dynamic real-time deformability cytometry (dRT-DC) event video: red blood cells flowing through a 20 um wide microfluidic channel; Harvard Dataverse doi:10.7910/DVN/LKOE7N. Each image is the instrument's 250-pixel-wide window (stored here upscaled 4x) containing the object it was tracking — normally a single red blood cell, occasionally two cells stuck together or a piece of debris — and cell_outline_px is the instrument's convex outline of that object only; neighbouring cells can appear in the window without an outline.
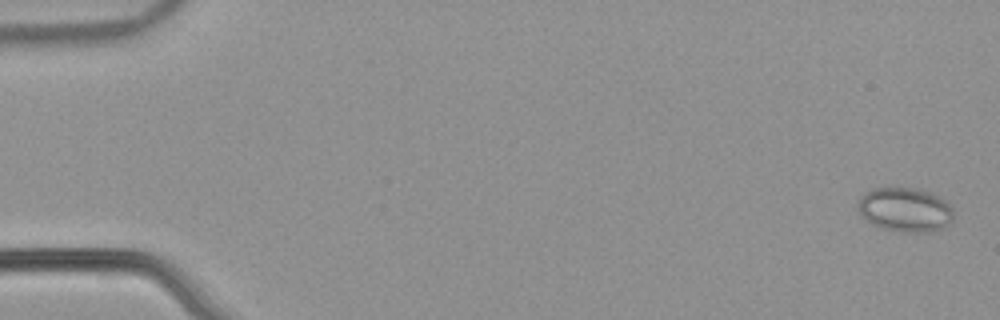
{"species": "common noctule bat (a hibernating species)", "species_latin": "Nyctalus noctula", "temperature_condition": "warm", "stored_images_in_passage": 4, "camera_frame_rate_fps": 3000, "um_per_image_px": 0.085, "animal": {"sex": "male", "body_mass_g": 21.5, "forearm_length_mm": 52.0}, "frame": {"image": 1, "passage_image": 2, "time_ms": 0.333, "image_size_px": [1000, 320], "cell_outline_px": [[952, 220], [948, 224], [940, 228], [928, 232], [904, 232], [880, 228], [872, 224], [860, 216], [856, 204], [864, 192], [872, 188], [920, 188], [932, 192], [944, 200], [952, 208]], "centroid_in_image_um": [76.88, 17.81], "position_along_channel_um": 8.1, "area_um2": 24.85}}